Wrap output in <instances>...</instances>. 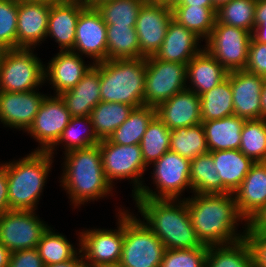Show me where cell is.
Listing matches in <instances>:
<instances>
[{
  "instance_id": "obj_30",
  "label": "cell",
  "mask_w": 266,
  "mask_h": 267,
  "mask_svg": "<svg viewBox=\"0 0 266 267\" xmlns=\"http://www.w3.org/2000/svg\"><path fill=\"white\" fill-rule=\"evenodd\" d=\"M172 19L194 32L202 41L207 39L217 20L215 7L173 5Z\"/></svg>"
},
{
  "instance_id": "obj_27",
  "label": "cell",
  "mask_w": 266,
  "mask_h": 267,
  "mask_svg": "<svg viewBox=\"0 0 266 267\" xmlns=\"http://www.w3.org/2000/svg\"><path fill=\"white\" fill-rule=\"evenodd\" d=\"M215 169L224 184V194L234 193L255 162L239 149L210 152Z\"/></svg>"
},
{
  "instance_id": "obj_15",
  "label": "cell",
  "mask_w": 266,
  "mask_h": 267,
  "mask_svg": "<svg viewBox=\"0 0 266 267\" xmlns=\"http://www.w3.org/2000/svg\"><path fill=\"white\" fill-rule=\"evenodd\" d=\"M72 116L59 95L46 96L26 131L39 142L36 151H48L59 139Z\"/></svg>"
},
{
  "instance_id": "obj_25",
  "label": "cell",
  "mask_w": 266,
  "mask_h": 267,
  "mask_svg": "<svg viewBox=\"0 0 266 267\" xmlns=\"http://www.w3.org/2000/svg\"><path fill=\"white\" fill-rule=\"evenodd\" d=\"M85 5L62 2L50 5L46 37L54 38L59 51L72 50L75 42L77 20Z\"/></svg>"
},
{
  "instance_id": "obj_45",
  "label": "cell",
  "mask_w": 266,
  "mask_h": 267,
  "mask_svg": "<svg viewBox=\"0 0 266 267\" xmlns=\"http://www.w3.org/2000/svg\"><path fill=\"white\" fill-rule=\"evenodd\" d=\"M244 228L243 239L252 256V267H266V233L253 230L248 224Z\"/></svg>"
},
{
  "instance_id": "obj_4",
  "label": "cell",
  "mask_w": 266,
  "mask_h": 267,
  "mask_svg": "<svg viewBox=\"0 0 266 267\" xmlns=\"http://www.w3.org/2000/svg\"><path fill=\"white\" fill-rule=\"evenodd\" d=\"M54 157L47 151H32L19 160L1 163L8 180L10 210L35 211Z\"/></svg>"
},
{
  "instance_id": "obj_41",
  "label": "cell",
  "mask_w": 266,
  "mask_h": 267,
  "mask_svg": "<svg viewBox=\"0 0 266 267\" xmlns=\"http://www.w3.org/2000/svg\"><path fill=\"white\" fill-rule=\"evenodd\" d=\"M239 150L254 162H266V119L245 120Z\"/></svg>"
},
{
  "instance_id": "obj_49",
  "label": "cell",
  "mask_w": 266,
  "mask_h": 267,
  "mask_svg": "<svg viewBox=\"0 0 266 267\" xmlns=\"http://www.w3.org/2000/svg\"><path fill=\"white\" fill-rule=\"evenodd\" d=\"M247 224L257 232L266 233V205Z\"/></svg>"
},
{
  "instance_id": "obj_59",
  "label": "cell",
  "mask_w": 266,
  "mask_h": 267,
  "mask_svg": "<svg viewBox=\"0 0 266 267\" xmlns=\"http://www.w3.org/2000/svg\"><path fill=\"white\" fill-rule=\"evenodd\" d=\"M153 1L165 2V3H167L170 7H172L173 5L177 4L180 0H153Z\"/></svg>"
},
{
  "instance_id": "obj_6",
  "label": "cell",
  "mask_w": 266,
  "mask_h": 267,
  "mask_svg": "<svg viewBox=\"0 0 266 267\" xmlns=\"http://www.w3.org/2000/svg\"><path fill=\"white\" fill-rule=\"evenodd\" d=\"M124 210V242L120 267H160L165 246L134 214Z\"/></svg>"
},
{
  "instance_id": "obj_57",
  "label": "cell",
  "mask_w": 266,
  "mask_h": 267,
  "mask_svg": "<svg viewBox=\"0 0 266 267\" xmlns=\"http://www.w3.org/2000/svg\"><path fill=\"white\" fill-rule=\"evenodd\" d=\"M213 5L216 9H219L222 5L230 2L231 0H212Z\"/></svg>"
},
{
  "instance_id": "obj_36",
  "label": "cell",
  "mask_w": 266,
  "mask_h": 267,
  "mask_svg": "<svg viewBox=\"0 0 266 267\" xmlns=\"http://www.w3.org/2000/svg\"><path fill=\"white\" fill-rule=\"evenodd\" d=\"M205 267H252V256L244 239L232 244L208 246Z\"/></svg>"
},
{
  "instance_id": "obj_44",
  "label": "cell",
  "mask_w": 266,
  "mask_h": 267,
  "mask_svg": "<svg viewBox=\"0 0 266 267\" xmlns=\"http://www.w3.org/2000/svg\"><path fill=\"white\" fill-rule=\"evenodd\" d=\"M207 249H166L160 267H205Z\"/></svg>"
},
{
  "instance_id": "obj_55",
  "label": "cell",
  "mask_w": 266,
  "mask_h": 267,
  "mask_svg": "<svg viewBox=\"0 0 266 267\" xmlns=\"http://www.w3.org/2000/svg\"><path fill=\"white\" fill-rule=\"evenodd\" d=\"M261 118L266 119V77L261 91Z\"/></svg>"
},
{
  "instance_id": "obj_54",
  "label": "cell",
  "mask_w": 266,
  "mask_h": 267,
  "mask_svg": "<svg viewBox=\"0 0 266 267\" xmlns=\"http://www.w3.org/2000/svg\"><path fill=\"white\" fill-rule=\"evenodd\" d=\"M11 252L0 242V267H8Z\"/></svg>"
},
{
  "instance_id": "obj_61",
  "label": "cell",
  "mask_w": 266,
  "mask_h": 267,
  "mask_svg": "<svg viewBox=\"0 0 266 267\" xmlns=\"http://www.w3.org/2000/svg\"><path fill=\"white\" fill-rule=\"evenodd\" d=\"M103 1H107V0H94V7H95L97 4H99V3L103 2Z\"/></svg>"
},
{
  "instance_id": "obj_40",
  "label": "cell",
  "mask_w": 266,
  "mask_h": 267,
  "mask_svg": "<svg viewBox=\"0 0 266 267\" xmlns=\"http://www.w3.org/2000/svg\"><path fill=\"white\" fill-rule=\"evenodd\" d=\"M147 0H107L95 7L105 24L136 26L139 11Z\"/></svg>"
},
{
  "instance_id": "obj_32",
  "label": "cell",
  "mask_w": 266,
  "mask_h": 267,
  "mask_svg": "<svg viewBox=\"0 0 266 267\" xmlns=\"http://www.w3.org/2000/svg\"><path fill=\"white\" fill-rule=\"evenodd\" d=\"M200 105L202 121L234 115L230 72L220 84L200 96Z\"/></svg>"
},
{
  "instance_id": "obj_47",
  "label": "cell",
  "mask_w": 266,
  "mask_h": 267,
  "mask_svg": "<svg viewBox=\"0 0 266 267\" xmlns=\"http://www.w3.org/2000/svg\"><path fill=\"white\" fill-rule=\"evenodd\" d=\"M8 267H45L37 248L11 252Z\"/></svg>"
},
{
  "instance_id": "obj_53",
  "label": "cell",
  "mask_w": 266,
  "mask_h": 267,
  "mask_svg": "<svg viewBox=\"0 0 266 267\" xmlns=\"http://www.w3.org/2000/svg\"><path fill=\"white\" fill-rule=\"evenodd\" d=\"M175 5L214 7L212 0H180Z\"/></svg>"
},
{
  "instance_id": "obj_26",
  "label": "cell",
  "mask_w": 266,
  "mask_h": 267,
  "mask_svg": "<svg viewBox=\"0 0 266 267\" xmlns=\"http://www.w3.org/2000/svg\"><path fill=\"white\" fill-rule=\"evenodd\" d=\"M186 74L192 86L187 85V89L201 96L220 84L227 77L228 71L203 48L187 63Z\"/></svg>"
},
{
  "instance_id": "obj_22",
  "label": "cell",
  "mask_w": 266,
  "mask_h": 267,
  "mask_svg": "<svg viewBox=\"0 0 266 267\" xmlns=\"http://www.w3.org/2000/svg\"><path fill=\"white\" fill-rule=\"evenodd\" d=\"M244 225L266 205V162H255L233 193Z\"/></svg>"
},
{
  "instance_id": "obj_60",
  "label": "cell",
  "mask_w": 266,
  "mask_h": 267,
  "mask_svg": "<svg viewBox=\"0 0 266 267\" xmlns=\"http://www.w3.org/2000/svg\"><path fill=\"white\" fill-rule=\"evenodd\" d=\"M6 49H4L1 45H0V62H1V58L3 56V53L5 52Z\"/></svg>"
},
{
  "instance_id": "obj_9",
  "label": "cell",
  "mask_w": 266,
  "mask_h": 267,
  "mask_svg": "<svg viewBox=\"0 0 266 267\" xmlns=\"http://www.w3.org/2000/svg\"><path fill=\"white\" fill-rule=\"evenodd\" d=\"M99 146L107 181L113 187L114 180L131 179L134 197L144 185L141 179L148 168L144 163L140 145H119L105 139L100 141Z\"/></svg>"
},
{
  "instance_id": "obj_37",
  "label": "cell",
  "mask_w": 266,
  "mask_h": 267,
  "mask_svg": "<svg viewBox=\"0 0 266 267\" xmlns=\"http://www.w3.org/2000/svg\"><path fill=\"white\" fill-rule=\"evenodd\" d=\"M79 125L81 127L82 125L84 126V134L80 133L82 130L79 132L77 128ZM61 143L62 145L64 144V153L99 144L100 140L95 134L90 116L72 117L67 127L62 131L58 141L47 152L54 156L55 147L57 148V145L59 147Z\"/></svg>"
},
{
  "instance_id": "obj_29",
  "label": "cell",
  "mask_w": 266,
  "mask_h": 267,
  "mask_svg": "<svg viewBox=\"0 0 266 267\" xmlns=\"http://www.w3.org/2000/svg\"><path fill=\"white\" fill-rule=\"evenodd\" d=\"M134 107L125 103L100 101L90 114L91 122L98 139H108L125 122Z\"/></svg>"
},
{
  "instance_id": "obj_3",
  "label": "cell",
  "mask_w": 266,
  "mask_h": 267,
  "mask_svg": "<svg viewBox=\"0 0 266 267\" xmlns=\"http://www.w3.org/2000/svg\"><path fill=\"white\" fill-rule=\"evenodd\" d=\"M64 155L60 185L66 189L74 208L107 197L112 192L113 187L104 175L99 144Z\"/></svg>"
},
{
  "instance_id": "obj_20",
  "label": "cell",
  "mask_w": 266,
  "mask_h": 267,
  "mask_svg": "<svg viewBox=\"0 0 266 267\" xmlns=\"http://www.w3.org/2000/svg\"><path fill=\"white\" fill-rule=\"evenodd\" d=\"M155 109L156 116L170 130L191 127L202 122L200 96L187 88L160 103Z\"/></svg>"
},
{
  "instance_id": "obj_35",
  "label": "cell",
  "mask_w": 266,
  "mask_h": 267,
  "mask_svg": "<svg viewBox=\"0 0 266 267\" xmlns=\"http://www.w3.org/2000/svg\"><path fill=\"white\" fill-rule=\"evenodd\" d=\"M170 150L190 161L208 153L209 148L202 124L171 130Z\"/></svg>"
},
{
  "instance_id": "obj_50",
  "label": "cell",
  "mask_w": 266,
  "mask_h": 267,
  "mask_svg": "<svg viewBox=\"0 0 266 267\" xmlns=\"http://www.w3.org/2000/svg\"><path fill=\"white\" fill-rule=\"evenodd\" d=\"M45 267H87V264L84 261L81 251H79V253L73 259L52 265H47Z\"/></svg>"
},
{
  "instance_id": "obj_1",
  "label": "cell",
  "mask_w": 266,
  "mask_h": 267,
  "mask_svg": "<svg viewBox=\"0 0 266 267\" xmlns=\"http://www.w3.org/2000/svg\"><path fill=\"white\" fill-rule=\"evenodd\" d=\"M193 195L184 199L192 226L204 245H226L243 239L244 231L240 234L236 227L245 219L238 211L234 194Z\"/></svg>"
},
{
  "instance_id": "obj_51",
  "label": "cell",
  "mask_w": 266,
  "mask_h": 267,
  "mask_svg": "<svg viewBox=\"0 0 266 267\" xmlns=\"http://www.w3.org/2000/svg\"><path fill=\"white\" fill-rule=\"evenodd\" d=\"M255 24H266V0H257Z\"/></svg>"
},
{
  "instance_id": "obj_5",
  "label": "cell",
  "mask_w": 266,
  "mask_h": 267,
  "mask_svg": "<svg viewBox=\"0 0 266 267\" xmlns=\"http://www.w3.org/2000/svg\"><path fill=\"white\" fill-rule=\"evenodd\" d=\"M146 58L100 62L101 101L143 106Z\"/></svg>"
},
{
  "instance_id": "obj_23",
  "label": "cell",
  "mask_w": 266,
  "mask_h": 267,
  "mask_svg": "<svg viewBox=\"0 0 266 267\" xmlns=\"http://www.w3.org/2000/svg\"><path fill=\"white\" fill-rule=\"evenodd\" d=\"M201 40L194 32L172 19L164 41L153 57L167 62L187 64L203 49V46L200 48L198 44Z\"/></svg>"
},
{
  "instance_id": "obj_16",
  "label": "cell",
  "mask_w": 266,
  "mask_h": 267,
  "mask_svg": "<svg viewBox=\"0 0 266 267\" xmlns=\"http://www.w3.org/2000/svg\"><path fill=\"white\" fill-rule=\"evenodd\" d=\"M93 60H107V28L96 7L85 6L78 17L74 47L71 50Z\"/></svg>"
},
{
  "instance_id": "obj_28",
  "label": "cell",
  "mask_w": 266,
  "mask_h": 267,
  "mask_svg": "<svg viewBox=\"0 0 266 267\" xmlns=\"http://www.w3.org/2000/svg\"><path fill=\"white\" fill-rule=\"evenodd\" d=\"M244 122L236 115L202 121L209 152L239 149Z\"/></svg>"
},
{
  "instance_id": "obj_21",
  "label": "cell",
  "mask_w": 266,
  "mask_h": 267,
  "mask_svg": "<svg viewBox=\"0 0 266 267\" xmlns=\"http://www.w3.org/2000/svg\"><path fill=\"white\" fill-rule=\"evenodd\" d=\"M82 56L71 50L58 52L47 67L44 65V81H50L55 90V95L74 88L84 74L93 66L85 64Z\"/></svg>"
},
{
  "instance_id": "obj_43",
  "label": "cell",
  "mask_w": 266,
  "mask_h": 267,
  "mask_svg": "<svg viewBox=\"0 0 266 267\" xmlns=\"http://www.w3.org/2000/svg\"><path fill=\"white\" fill-rule=\"evenodd\" d=\"M0 45L17 48V0L0 1Z\"/></svg>"
},
{
  "instance_id": "obj_8",
  "label": "cell",
  "mask_w": 266,
  "mask_h": 267,
  "mask_svg": "<svg viewBox=\"0 0 266 267\" xmlns=\"http://www.w3.org/2000/svg\"><path fill=\"white\" fill-rule=\"evenodd\" d=\"M152 164L151 174L158 191L143 185L133 198L179 199L185 189L191 190L189 159L169 150Z\"/></svg>"
},
{
  "instance_id": "obj_7",
  "label": "cell",
  "mask_w": 266,
  "mask_h": 267,
  "mask_svg": "<svg viewBox=\"0 0 266 267\" xmlns=\"http://www.w3.org/2000/svg\"><path fill=\"white\" fill-rule=\"evenodd\" d=\"M44 65L32 48L6 49L0 62V91H39L45 83Z\"/></svg>"
},
{
  "instance_id": "obj_2",
  "label": "cell",
  "mask_w": 266,
  "mask_h": 267,
  "mask_svg": "<svg viewBox=\"0 0 266 267\" xmlns=\"http://www.w3.org/2000/svg\"><path fill=\"white\" fill-rule=\"evenodd\" d=\"M133 200L143 217V222L162 241L166 249H193L205 246L192 226L185 199Z\"/></svg>"
},
{
  "instance_id": "obj_48",
  "label": "cell",
  "mask_w": 266,
  "mask_h": 267,
  "mask_svg": "<svg viewBox=\"0 0 266 267\" xmlns=\"http://www.w3.org/2000/svg\"><path fill=\"white\" fill-rule=\"evenodd\" d=\"M9 210L8 180L6 170L0 165V215Z\"/></svg>"
},
{
  "instance_id": "obj_31",
  "label": "cell",
  "mask_w": 266,
  "mask_h": 267,
  "mask_svg": "<svg viewBox=\"0 0 266 267\" xmlns=\"http://www.w3.org/2000/svg\"><path fill=\"white\" fill-rule=\"evenodd\" d=\"M191 192L197 194H224V184L215 169L210 152L191 160Z\"/></svg>"
},
{
  "instance_id": "obj_18",
  "label": "cell",
  "mask_w": 266,
  "mask_h": 267,
  "mask_svg": "<svg viewBox=\"0 0 266 267\" xmlns=\"http://www.w3.org/2000/svg\"><path fill=\"white\" fill-rule=\"evenodd\" d=\"M50 4L17 0V48H34L45 41Z\"/></svg>"
},
{
  "instance_id": "obj_46",
  "label": "cell",
  "mask_w": 266,
  "mask_h": 267,
  "mask_svg": "<svg viewBox=\"0 0 266 267\" xmlns=\"http://www.w3.org/2000/svg\"><path fill=\"white\" fill-rule=\"evenodd\" d=\"M247 72L266 77V44L257 42L253 37L248 48Z\"/></svg>"
},
{
  "instance_id": "obj_42",
  "label": "cell",
  "mask_w": 266,
  "mask_h": 267,
  "mask_svg": "<svg viewBox=\"0 0 266 267\" xmlns=\"http://www.w3.org/2000/svg\"><path fill=\"white\" fill-rule=\"evenodd\" d=\"M256 4L257 0H231L217 9V21L253 33Z\"/></svg>"
},
{
  "instance_id": "obj_58",
  "label": "cell",
  "mask_w": 266,
  "mask_h": 267,
  "mask_svg": "<svg viewBox=\"0 0 266 267\" xmlns=\"http://www.w3.org/2000/svg\"><path fill=\"white\" fill-rule=\"evenodd\" d=\"M26 1H37V2L48 3L50 5L64 2V0H26Z\"/></svg>"
},
{
  "instance_id": "obj_10",
  "label": "cell",
  "mask_w": 266,
  "mask_h": 267,
  "mask_svg": "<svg viewBox=\"0 0 266 267\" xmlns=\"http://www.w3.org/2000/svg\"><path fill=\"white\" fill-rule=\"evenodd\" d=\"M187 64L146 58L143 106L157 107L187 88Z\"/></svg>"
},
{
  "instance_id": "obj_14",
  "label": "cell",
  "mask_w": 266,
  "mask_h": 267,
  "mask_svg": "<svg viewBox=\"0 0 266 267\" xmlns=\"http://www.w3.org/2000/svg\"><path fill=\"white\" fill-rule=\"evenodd\" d=\"M171 20L172 10L167 3L147 0L142 5L135 29L140 54L144 58L154 56L159 50Z\"/></svg>"
},
{
  "instance_id": "obj_11",
  "label": "cell",
  "mask_w": 266,
  "mask_h": 267,
  "mask_svg": "<svg viewBox=\"0 0 266 267\" xmlns=\"http://www.w3.org/2000/svg\"><path fill=\"white\" fill-rule=\"evenodd\" d=\"M252 33L217 20L204 48L228 71L244 70Z\"/></svg>"
},
{
  "instance_id": "obj_52",
  "label": "cell",
  "mask_w": 266,
  "mask_h": 267,
  "mask_svg": "<svg viewBox=\"0 0 266 267\" xmlns=\"http://www.w3.org/2000/svg\"><path fill=\"white\" fill-rule=\"evenodd\" d=\"M252 37L257 42L266 44V24H255Z\"/></svg>"
},
{
  "instance_id": "obj_17",
  "label": "cell",
  "mask_w": 266,
  "mask_h": 267,
  "mask_svg": "<svg viewBox=\"0 0 266 267\" xmlns=\"http://www.w3.org/2000/svg\"><path fill=\"white\" fill-rule=\"evenodd\" d=\"M47 95L36 90L26 92L0 91V122L11 129L27 131Z\"/></svg>"
},
{
  "instance_id": "obj_24",
  "label": "cell",
  "mask_w": 266,
  "mask_h": 267,
  "mask_svg": "<svg viewBox=\"0 0 266 267\" xmlns=\"http://www.w3.org/2000/svg\"><path fill=\"white\" fill-rule=\"evenodd\" d=\"M100 62L84 74L72 89L59 94L72 117L90 116L91 110L101 101Z\"/></svg>"
},
{
  "instance_id": "obj_34",
  "label": "cell",
  "mask_w": 266,
  "mask_h": 267,
  "mask_svg": "<svg viewBox=\"0 0 266 267\" xmlns=\"http://www.w3.org/2000/svg\"><path fill=\"white\" fill-rule=\"evenodd\" d=\"M155 116V107L144 105L134 108L125 122L108 139L119 145H140L146 128Z\"/></svg>"
},
{
  "instance_id": "obj_33",
  "label": "cell",
  "mask_w": 266,
  "mask_h": 267,
  "mask_svg": "<svg viewBox=\"0 0 266 267\" xmlns=\"http://www.w3.org/2000/svg\"><path fill=\"white\" fill-rule=\"evenodd\" d=\"M107 60L144 58L140 54L135 26L106 24Z\"/></svg>"
},
{
  "instance_id": "obj_12",
  "label": "cell",
  "mask_w": 266,
  "mask_h": 267,
  "mask_svg": "<svg viewBox=\"0 0 266 267\" xmlns=\"http://www.w3.org/2000/svg\"><path fill=\"white\" fill-rule=\"evenodd\" d=\"M122 210L119 211L117 229L96 228L79 232L80 251L87 267H110L119 264L124 242V209Z\"/></svg>"
},
{
  "instance_id": "obj_19",
  "label": "cell",
  "mask_w": 266,
  "mask_h": 267,
  "mask_svg": "<svg viewBox=\"0 0 266 267\" xmlns=\"http://www.w3.org/2000/svg\"><path fill=\"white\" fill-rule=\"evenodd\" d=\"M265 77L236 70L230 72L234 115L245 120L261 118V91Z\"/></svg>"
},
{
  "instance_id": "obj_56",
  "label": "cell",
  "mask_w": 266,
  "mask_h": 267,
  "mask_svg": "<svg viewBox=\"0 0 266 267\" xmlns=\"http://www.w3.org/2000/svg\"><path fill=\"white\" fill-rule=\"evenodd\" d=\"M64 2L80 3L85 6L94 7V0H64Z\"/></svg>"
},
{
  "instance_id": "obj_13",
  "label": "cell",
  "mask_w": 266,
  "mask_h": 267,
  "mask_svg": "<svg viewBox=\"0 0 266 267\" xmlns=\"http://www.w3.org/2000/svg\"><path fill=\"white\" fill-rule=\"evenodd\" d=\"M35 211L9 210L0 215V242L10 251L37 248L48 225Z\"/></svg>"
},
{
  "instance_id": "obj_39",
  "label": "cell",
  "mask_w": 266,
  "mask_h": 267,
  "mask_svg": "<svg viewBox=\"0 0 266 267\" xmlns=\"http://www.w3.org/2000/svg\"><path fill=\"white\" fill-rule=\"evenodd\" d=\"M170 129L155 116L140 142L144 163L149 166L170 150Z\"/></svg>"
},
{
  "instance_id": "obj_38",
  "label": "cell",
  "mask_w": 266,
  "mask_h": 267,
  "mask_svg": "<svg viewBox=\"0 0 266 267\" xmlns=\"http://www.w3.org/2000/svg\"><path fill=\"white\" fill-rule=\"evenodd\" d=\"M78 247L79 249L75 248L65 235L55 233V230L53 231L50 226L43 233L37 245L40 257L45 266L73 259L80 251V238Z\"/></svg>"
}]
</instances>
